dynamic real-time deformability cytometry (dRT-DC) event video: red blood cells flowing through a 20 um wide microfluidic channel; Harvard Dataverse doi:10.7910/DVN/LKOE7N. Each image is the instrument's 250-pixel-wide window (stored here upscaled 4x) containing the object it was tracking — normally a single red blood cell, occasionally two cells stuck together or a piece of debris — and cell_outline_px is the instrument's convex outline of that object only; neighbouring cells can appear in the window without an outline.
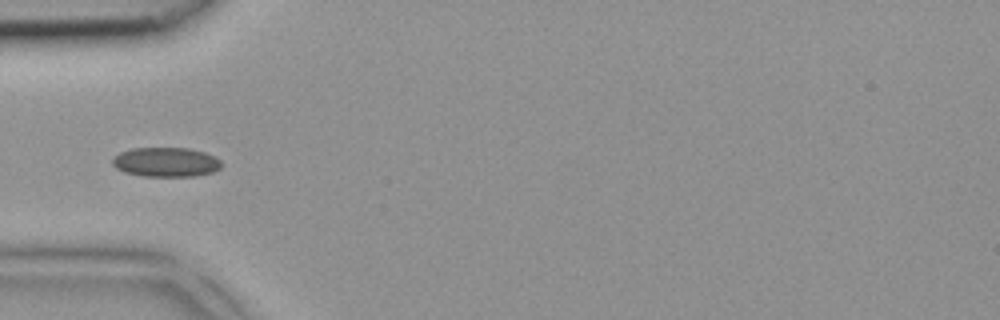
{"species": "common noctule bat (a hibernating species)", "species_latin": "Nyctalus noctula", "temperature_condition": "room temperature", "stored_images_in_passage": 5, "camera_frame_rate_fps": 3000, "um_per_image_px": 0.085, "animal": {"sex": "female", "body_mass_g": 18.4}, "frame": {"image": 1, "passage_image": 4, "time_ms": 1.0, "image_size_px": [1000, 320], "cell_outline_px": [[220, 168], [212, 172], [196, 176], [144, 176], [124, 172], [116, 168], [112, 164], [112, 160], [120, 152], [132, 148], [188, 148], [204, 152], [216, 156], [220, 160]], "centroid_in_image_um": [14.11, 13.78], "position_along_channel_um": 70.9, "area_um2": 18.67}}